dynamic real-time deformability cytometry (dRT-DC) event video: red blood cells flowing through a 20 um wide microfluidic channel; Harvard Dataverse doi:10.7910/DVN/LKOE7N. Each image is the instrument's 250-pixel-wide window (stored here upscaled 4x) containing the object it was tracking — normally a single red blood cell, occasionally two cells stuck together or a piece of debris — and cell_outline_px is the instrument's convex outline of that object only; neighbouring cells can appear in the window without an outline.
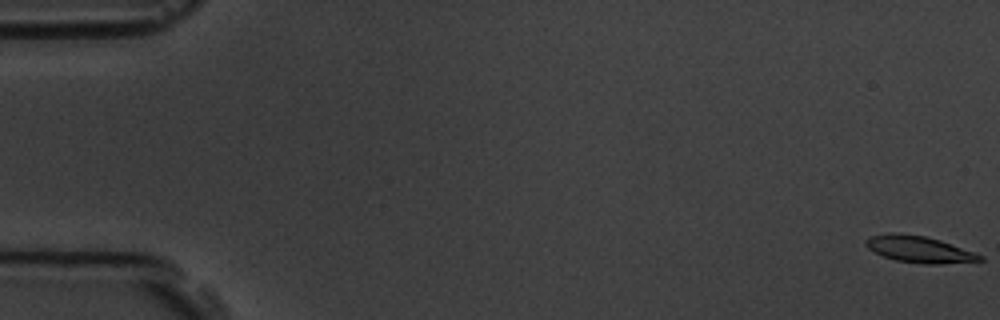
{"species": "common noctule bat (a hibernating species)", "species_latin": "Nyctalus noctula", "temperature_condition": "room temperature", "stored_images_in_passage": 4, "camera_frame_rate_fps": 3000, "um_per_image_px": 0.085, "animal": {"sex": "male", "body_mass_g": 19.5, "forearm_length_mm": 54.6}, "frame": {"image": 1, "passage_image": 1, "time_ms": 0.0, "image_size_px": [1000, 320], "cell_outline_px": [[984, 260], [940, 264], [924, 264], [896, 260], [884, 256], [868, 248], [864, 244], [864, 240], [872, 236], [888, 232], [900, 232], [924, 236], [940, 240], [976, 252], [984, 256]], "centroid_in_image_um": [78.14, 21.18], "position_along_channel_um": 6.9, "area_um2": 17.74}}
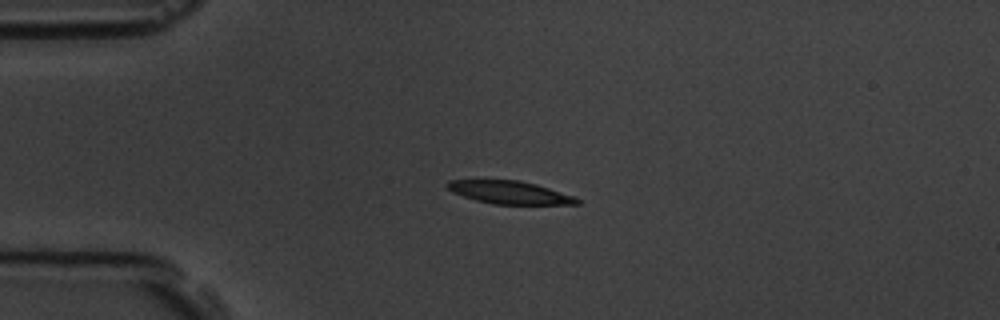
{"frame": {"image": 2, "passage_image": 4, "time_ms": 4.333, "image_size_px": [1000, 320], "cell_outline_px": [[580, 204], [492, 204], [476, 200], [452, 192], [444, 184], [448, 180], [516, 180], [536, 184], [572, 196], [580, 200]], "centroid_in_image_um": [43.27, 16.35], "position_along_channel_um": 41.7, "area_um2": 17.05}}